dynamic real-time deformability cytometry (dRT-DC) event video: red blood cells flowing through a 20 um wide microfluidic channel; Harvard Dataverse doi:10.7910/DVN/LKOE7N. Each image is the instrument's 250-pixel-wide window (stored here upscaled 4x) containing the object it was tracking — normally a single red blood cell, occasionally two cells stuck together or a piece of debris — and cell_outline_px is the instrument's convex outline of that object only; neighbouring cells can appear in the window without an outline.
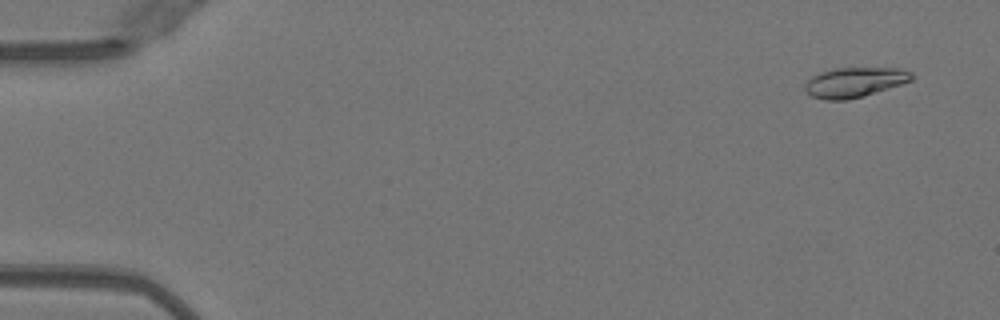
{"species": "Egyptian fruit bat (a non-hibernating species)", "species_latin": "Rousettus aegyptiacus", "temperature_condition": "warm", "stored_images_in_passage": 10, "camera_frame_rate_fps": 3000, "um_per_image_px": 0.085, "animal": {"sex": "female"}, "frame": {"image": 1, "passage_image": 2, "time_ms": 0.333, "image_size_px": [1000, 320], "cell_outline_px": [[912, 80], [900, 84], [848, 100], [824, 100], [812, 96], [804, 88], [804, 84], [812, 76], [832, 68], [900, 68], [912, 72]], "centroid_in_image_um": [72.61, 6.98], "position_along_channel_um": 12.4, "area_um2": 18.32}}